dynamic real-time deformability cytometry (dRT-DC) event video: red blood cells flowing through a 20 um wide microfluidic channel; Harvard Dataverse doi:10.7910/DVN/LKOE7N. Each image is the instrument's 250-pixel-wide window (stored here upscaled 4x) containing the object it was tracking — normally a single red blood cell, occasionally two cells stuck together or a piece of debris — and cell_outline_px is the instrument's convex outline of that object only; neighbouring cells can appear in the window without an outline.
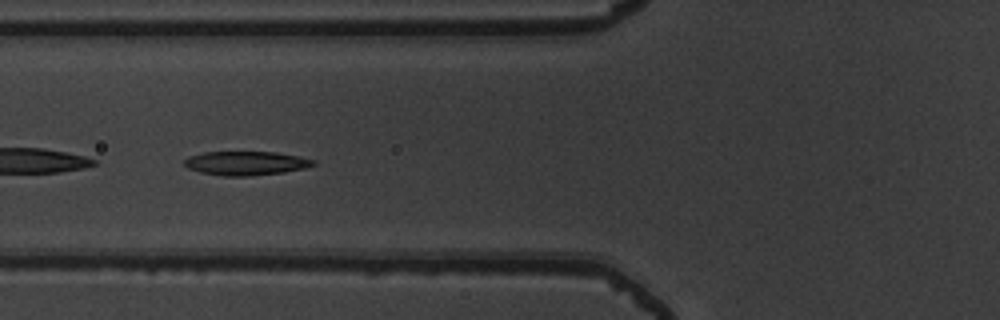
{"species": "common noctule bat (a hibernating species)", "species_latin": "Nyctalus noctula", "temperature_condition": "warm", "stored_images_in_passage": 10, "camera_frame_rate_fps": 3000, "um_per_image_px": 0.085, "animal": {"sex": "male", "body_mass_g": 19.5, "forearm_length_mm": 54.6}, "frame": {"image": 1, "passage_image": 7, "time_ms": 2.0, "image_size_px": [1000, 320], "cell_outline_px": [[316, 164], [304, 168], [284, 172], [248, 176], [224, 176], [200, 172], [188, 168], [184, 164], [184, 160], [188, 156], [204, 152], [276, 152], [300, 156], [316, 160]], "centroid_in_image_um": [20.91, 13.87], "position_along_channel_um": 104.9, "area_um2": 18.03}}
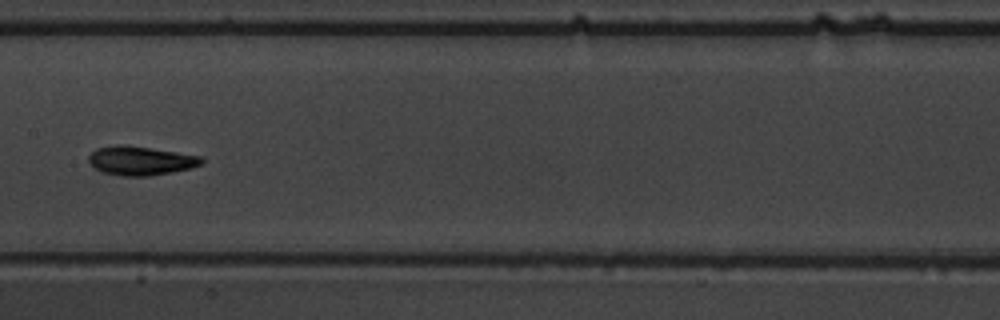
{"frame": {"image": 2, "passage_image": 9, "time_ms": 2.667, "image_size_px": [1000, 320], "cell_outline_px": [[204, 164], [192, 168], [172, 172], [148, 176], [124, 176], [104, 172], [96, 168], [88, 160], [88, 156], [96, 148], [116, 144], [124, 144], [176, 152], [200, 156], [204, 160]], "centroid_in_image_um": [11.97, 13.65], "position_along_channel_um": 195.4, "area_um2": 19.02}}
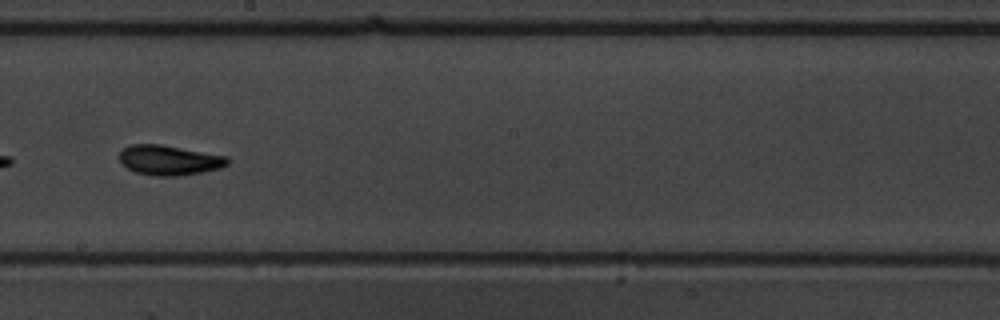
{"frame": {"image": 3, "passage_image": 10, "time_ms": 3.0, "image_size_px": [1000, 320], "cell_outline_px": [[228, 164], [220, 168], [180, 176], [156, 176], [136, 172], [120, 164], [116, 156], [124, 148], [132, 144], [160, 144], [228, 156]], "centroid_in_image_um": [14.34, 13.61], "position_along_channel_um": 233.9, "area_um2": 18.96}}